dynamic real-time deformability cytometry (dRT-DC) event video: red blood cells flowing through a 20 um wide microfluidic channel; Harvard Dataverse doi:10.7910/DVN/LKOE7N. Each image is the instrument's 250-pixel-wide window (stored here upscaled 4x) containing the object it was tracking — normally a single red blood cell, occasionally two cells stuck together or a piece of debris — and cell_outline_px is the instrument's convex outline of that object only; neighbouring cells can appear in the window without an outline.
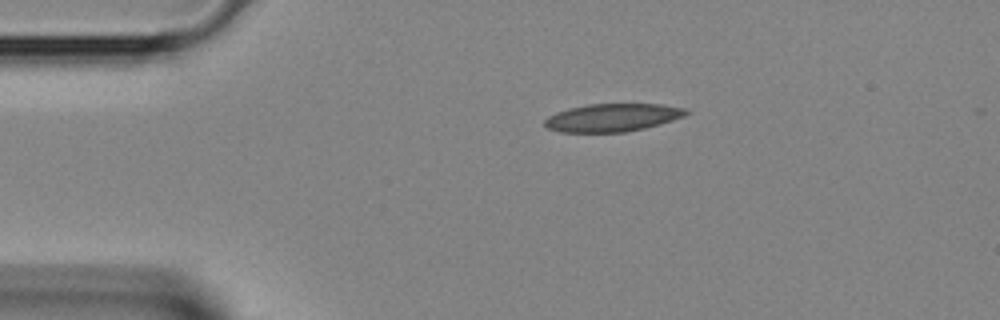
{"species": "Egyptian fruit bat (a non-hibernating species)", "species_latin": "Rousettus aegyptiacus", "temperature_condition": "room temperature", "stored_images_in_passage": 3, "segment_of_instrument_passage": [2, 2], "camera_frame_rate_fps": 3000, "um_per_image_px": 0.085, "animal": {"sex": "female"}, "frame": {"image": 1, "passage_image": 3, "time_ms": 0.667, "image_size_px": [1000, 320], "cell_outline_px": [[692, 112], [684, 116], [660, 124], [644, 128], [624, 132], [560, 132], [548, 128], [544, 124], [544, 120], [548, 116], [556, 112], [568, 108], [588, 104], [660, 104], [688, 108]], "centroid_in_image_um": [52.08, 9.98], "position_along_channel_um": 32.9, "area_um2": 23.12}}